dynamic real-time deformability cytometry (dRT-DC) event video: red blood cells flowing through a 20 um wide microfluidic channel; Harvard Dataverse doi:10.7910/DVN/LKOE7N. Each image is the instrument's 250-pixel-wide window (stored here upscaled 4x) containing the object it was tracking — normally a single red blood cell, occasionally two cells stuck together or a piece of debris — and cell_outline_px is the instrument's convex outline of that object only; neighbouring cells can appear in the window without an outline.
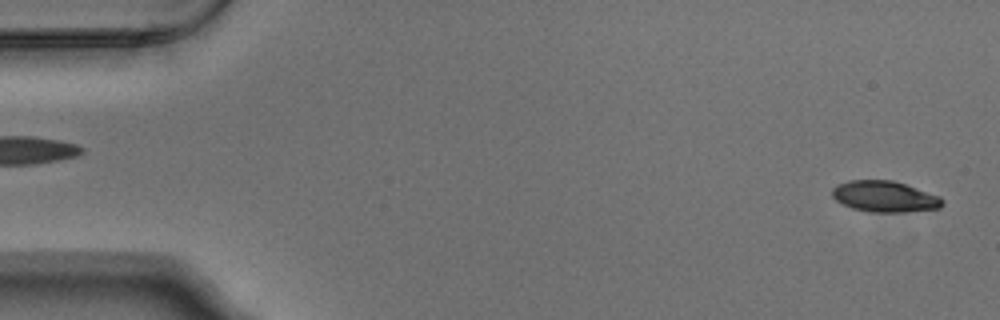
{"species": "Egyptian fruit bat (a non-hibernating species)", "species_latin": "Rousettus aegyptiacus", "temperature_condition": "warm", "stored_images_in_passage": 3, "segment_of_instrument_passage": [2, 2], "camera_frame_rate_fps": 3000, "um_per_image_px": 0.085, "animal": {"sex": "male"}, "frame": {"image": 1, "passage_image": 3, "time_ms": 0.667, "image_size_px": [1000, 320], "cell_outline_px": [[944, 204], [940, 208], [904, 212], [868, 212], [852, 208], [836, 200], [832, 196], [832, 188], [836, 184], [848, 180], [892, 180], [940, 196], [944, 200]], "centroid_in_image_um": [75.18, 16.7], "position_along_channel_um": 9.8, "area_um2": 20.0}}